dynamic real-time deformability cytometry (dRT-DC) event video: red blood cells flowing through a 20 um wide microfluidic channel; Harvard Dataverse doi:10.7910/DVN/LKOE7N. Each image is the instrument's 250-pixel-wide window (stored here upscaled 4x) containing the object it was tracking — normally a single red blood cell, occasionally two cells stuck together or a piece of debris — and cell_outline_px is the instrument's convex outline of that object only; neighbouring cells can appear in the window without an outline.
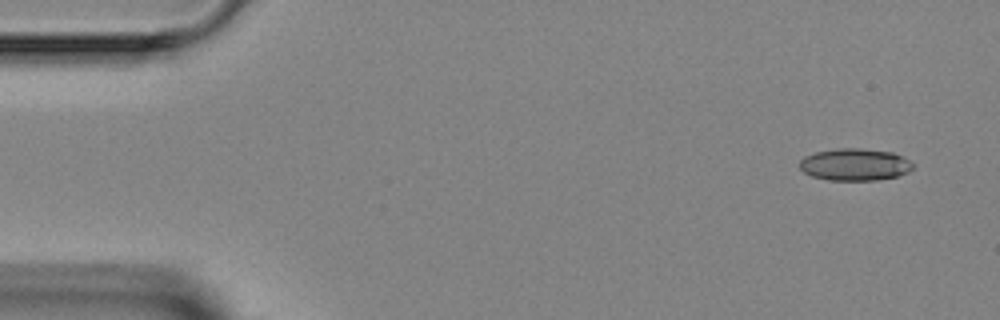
{"species": "Egyptian fruit bat (a non-hibernating species)", "species_latin": "Rousettus aegyptiacus", "temperature_condition": "room temperature", "stored_images_in_passage": 24, "camera_frame_rate_fps": 3000, "um_per_image_px": 0.085, "animal": {"sex": "female"}, "frame": {"image": 1, "passage_image": 1, "time_ms": 0.0, "image_size_px": [1000, 320], "cell_outline_px": [[916, 164], [908, 172], [896, 176], [876, 180], [828, 180], [812, 176], [804, 172], [800, 168], [800, 160], [804, 156], [816, 152], [836, 148], [860, 148], [892, 152]], "centroid_in_image_um": [72.65, 13.98], "position_along_channel_um": 12.4, "area_um2": 21.15}}
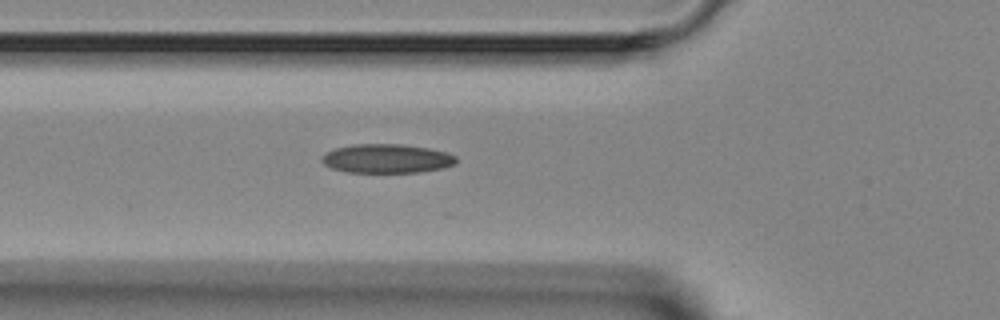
{"frame": {"image": 2, "passage_image": 14, "time_ms": 4.333, "image_size_px": [1000, 320], "cell_outline_px": [[456, 164], [440, 168], [416, 172], [348, 172], [332, 168], [324, 164], [320, 160], [320, 156], [324, 152], [336, 148], [352, 144], [404, 144], [428, 148], [444, 152], [456, 156]], "centroid_in_image_um": [32.81, 13.47], "position_along_channel_um": 93.0, "area_um2": 22.66}}
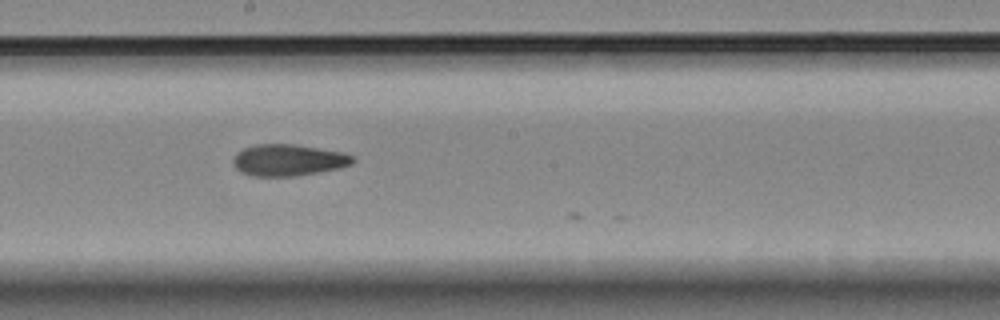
{"frame": {"image": 3, "passage_image": 23, "time_ms": 7.333, "image_size_px": [1000, 320], "cell_outline_px": [[356, 160], [352, 164], [340, 168], [296, 176], [252, 176], [240, 172], [236, 168], [232, 160], [236, 152], [244, 148], [256, 144], [296, 144], [344, 152], [352, 156]], "centroid_in_image_um": [24.51, 13.6], "position_along_channel_um": 223.7, "area_um2": 22.2}}